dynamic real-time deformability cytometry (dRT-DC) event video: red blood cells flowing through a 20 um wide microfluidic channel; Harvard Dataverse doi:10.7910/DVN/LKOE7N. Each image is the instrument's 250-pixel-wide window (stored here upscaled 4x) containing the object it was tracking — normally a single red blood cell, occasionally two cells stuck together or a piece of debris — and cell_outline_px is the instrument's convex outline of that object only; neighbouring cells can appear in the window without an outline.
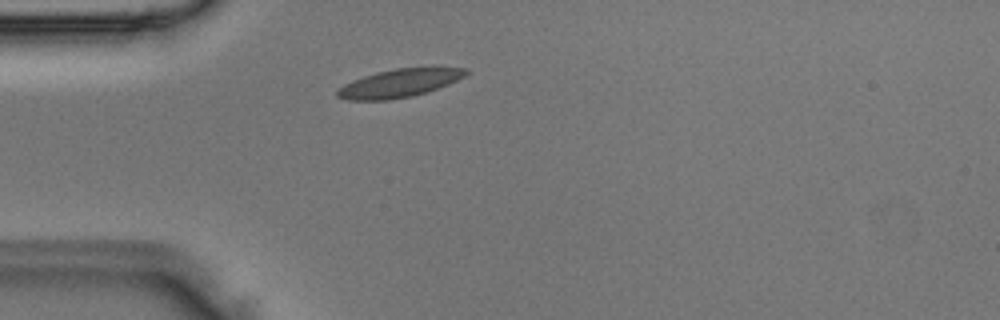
{"species": "Egyptian fruit bat (a non-hibernating species)", "species_latin": "Rousettus aegyptiacus", "temperature_condition": "room temperature", "stored_images_in_passage": 2, "camera_frame_rate_fps": 3000, "um_per_image_px": 0.085, "animal": {"sex": "male"}, "frame": {"image": 1, "passage_image": 2, "time_ms": 0.333, "image_size_px": [1000, 320], "cell_outline_px": [[468, 72], [464, 76], [448, 84], [412, 96], [388, 100], [348, 100], [336, 96], [336, 92], [344, 84], [352, 80], [376, 72], [396, 68], [432, 64], [468, 68]], "centroid_in_image_um": [34.02, 7.01], "position_along_channel_um": 51.0, "area_um2": 21.73}}